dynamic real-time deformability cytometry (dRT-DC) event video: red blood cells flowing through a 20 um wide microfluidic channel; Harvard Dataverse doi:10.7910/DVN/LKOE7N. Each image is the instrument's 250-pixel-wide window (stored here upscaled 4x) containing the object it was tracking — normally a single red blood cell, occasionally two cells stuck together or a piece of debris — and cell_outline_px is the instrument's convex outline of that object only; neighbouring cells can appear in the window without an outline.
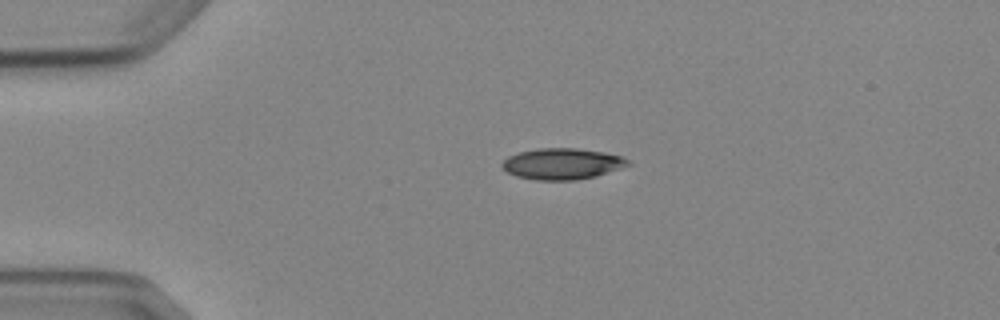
{"species": "Egyptian fruit bat (a non-hibernating species)", "species_latin": "Rousettus aegyptiacus", "temperature_condition": "cold", "stored_images_in_passage": 2, "camera_frame_rate_fps": 3000, "um_per_image_px": 0.085, "animal": {"sex": "female"}, "frame": {"image": 1, "passage_image": 1, "time_ms": 0.0, "image_size_px": [1000, 320], "cell_outline_px": [[632, 164], [596, 176], [576, 180], [536, 180], [516, 176], [508, 172], [500, 164], [508, 156], [520, 152], [540, 148], [576, 148], [604, 152], [624, 156]], "centroid_in_image_um": [47.81, 13.92], "position_along_channel_um": 37.2, "area_um2": 22.83}}